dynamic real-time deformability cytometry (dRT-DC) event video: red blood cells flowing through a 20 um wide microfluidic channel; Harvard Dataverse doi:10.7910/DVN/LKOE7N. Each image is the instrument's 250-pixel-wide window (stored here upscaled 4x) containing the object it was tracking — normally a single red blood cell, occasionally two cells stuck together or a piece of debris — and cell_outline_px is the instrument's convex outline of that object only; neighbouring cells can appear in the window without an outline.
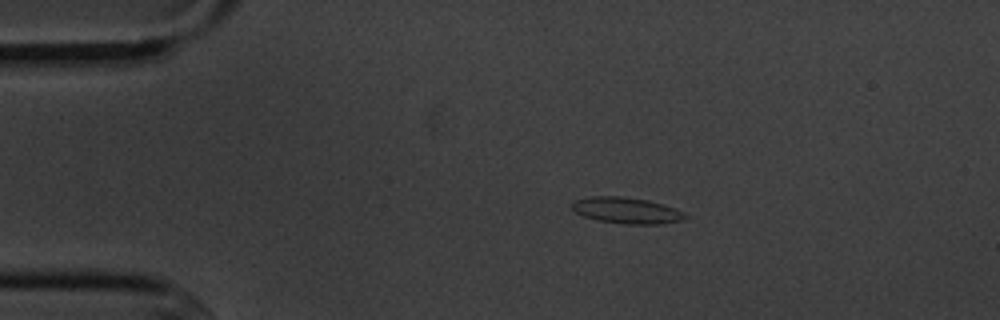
{"species": "common noctule bat (a hibernating species)", "species_latin": "Nyctalus noctula", "temperature_condition": "cold", "stored_images_in_passage": 12, "camera_frame_rate_fps": 3000, "um_per_image_px": 0.085, "animal": {"sex": "male", "body_mass_g": 20.1, "forearm_length_mm": 53.5}, "frame": {"image": 1, "passage_image": 1, "time_ms": 0.0, "image_size_px": [1000, 320], "cell_outline_px": [[688, 216], [680, 220], [660, 224], [624, 224], [596, 220], [584, 216], [576, 212], [572, 208], [572, 200], [592, 196], [624, 196], [648, 200], [664, 204], [676, 208], [684, 212]], "centroid_in_image_um": [53.25, 17.88], "position_along_channel_um": 31.7, "area_um2": 17.4}}
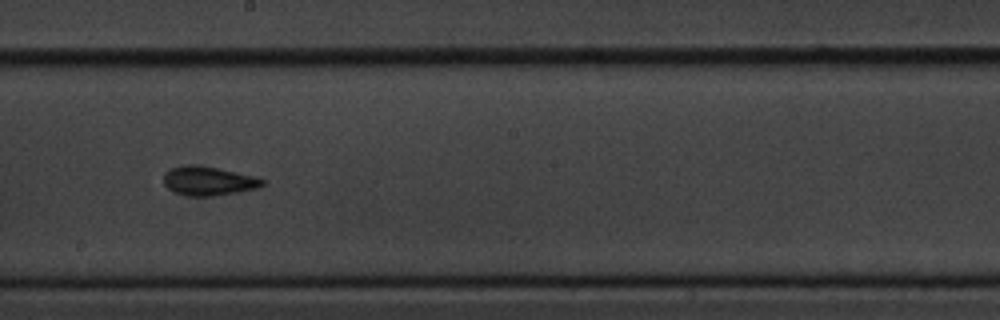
{"frame": {"image": 2, "passage_image": 6, "time_ms": 6.667, "image_size_px": [1000, 320], "cell_outline_px": [[264, 184], [260, 188], [216, 196], [188, 196], [176, 192], [168, 188], [164, 184], [164, 172], [168, 168], [192, 164], [216, 168], [256, 176], [264, 180]], "centroid_in_image_um": [17.73, 15.38], "position_along_channel_um": 230.5, "area_um2": 16.76}}
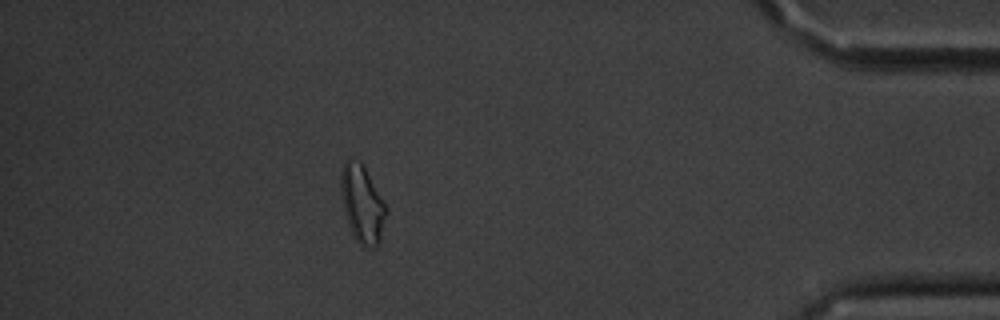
{"frame": {"image": 3, "passage_image": 11, "time_ms": 12.667, "image_size_px": [1000, 320], "cell_outline_px": [[388, 212], [380, 240], [376, 248], [364, 248], [352, 236], [344, 212], [340, 192], [340, 172], [344, 160], [348, 156], [364, 164]], "centroid_in_image_um": [30.76, 17.33], "position_along_channel_um": 404.4, "area_um2": 20.92}, "authors_computed_cell_mechanics": {"area_um2": 16.0395, "velocity_mm_per_s": 3.6364, "shape_relaxation_time_tau1_ms": 4.4074, "shape_relaxation_time_tau2_ms": null, "deformation_change_tau1": 0.1145, "deformation_change_tau2": null}}